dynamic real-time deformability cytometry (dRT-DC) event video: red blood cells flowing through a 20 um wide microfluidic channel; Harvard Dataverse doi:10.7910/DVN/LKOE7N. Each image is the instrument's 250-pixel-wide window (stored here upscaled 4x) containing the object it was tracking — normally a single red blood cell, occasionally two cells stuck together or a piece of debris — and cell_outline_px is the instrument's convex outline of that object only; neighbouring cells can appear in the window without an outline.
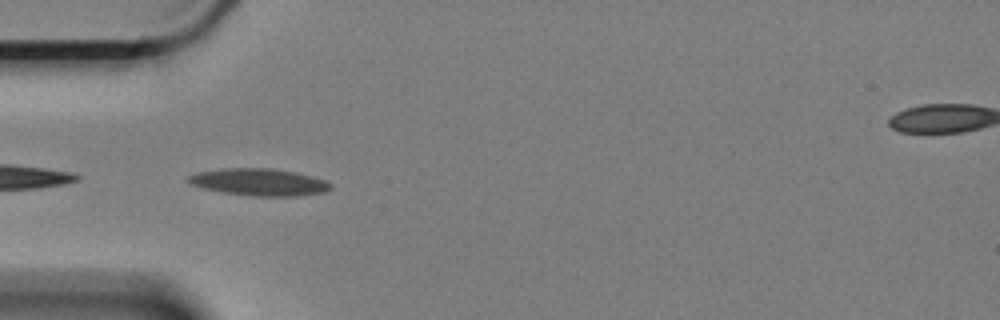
{"species": "Egyptian fruit bat (a non-hibernating species)", "species_latin": "Rousettus aegyptiacus", "temperature_condition": "cold", "stored_images_in_passage": 28, "camera_frame_rate_fps": 3000, "um_per_image_px": 0.085, "animal": {"sex": "female"}, "frame": {"image": 1, "passage_image": 1, "time_ms": 0.0, "image_size_px": [1000, 320], "cell_outline_px": [[332, 188], [324, 192], [296, 196], [252, 196], [224, 192], [204, 188], [188, 184], [188, 176], [200, 172], [224, 168], [272, 168], [292, 172], [324, 180], [332, 184]], "centroid_in_image_um": [22.01, 15.48], "position_along_channel_um": 63.0, "area_um2": 22.14}}
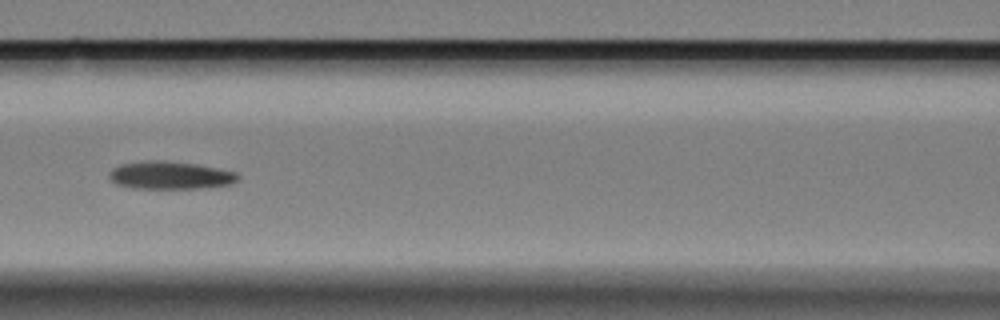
{"frame": {"image": 2, "passage_image": 9, "time_ms": 2.667, "image_size_px": [1000, 320], "cell_outline_px": [[240, 180], [232, 184], [200, 188], [132, 188], [116, 184], [108, 176], [112, 168], [120, 164], [148, 160], [164, 160], [196, 164], [236, 172], [240, 176]], "centroid_in_image_um": [14.47, 14.89], "position_along_channel_um": 152.1, "area_um2": 20.92}}
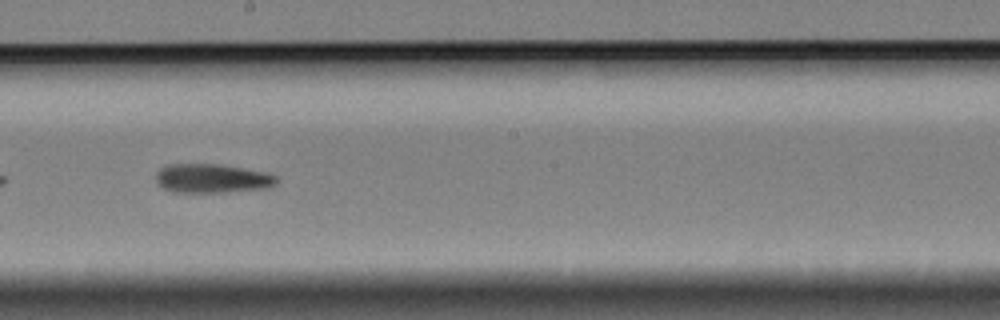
{"frame": {"image": 3, "passage_image": 16, "time_ms": 5.0, "image_size_px": [1000, 320], "cell_outline_px": [[276, 184], [268, 188], [220, 192], [172, 192], [164, 188], [156, 180], [156, 172], [160, 168], [168, 164], [220, 164], [264, 172], [276, 176]], "centroid_in_image_um": [18.0, 15.16], "position_along_channel_um": 230.2, "area_um2": 20.23}}